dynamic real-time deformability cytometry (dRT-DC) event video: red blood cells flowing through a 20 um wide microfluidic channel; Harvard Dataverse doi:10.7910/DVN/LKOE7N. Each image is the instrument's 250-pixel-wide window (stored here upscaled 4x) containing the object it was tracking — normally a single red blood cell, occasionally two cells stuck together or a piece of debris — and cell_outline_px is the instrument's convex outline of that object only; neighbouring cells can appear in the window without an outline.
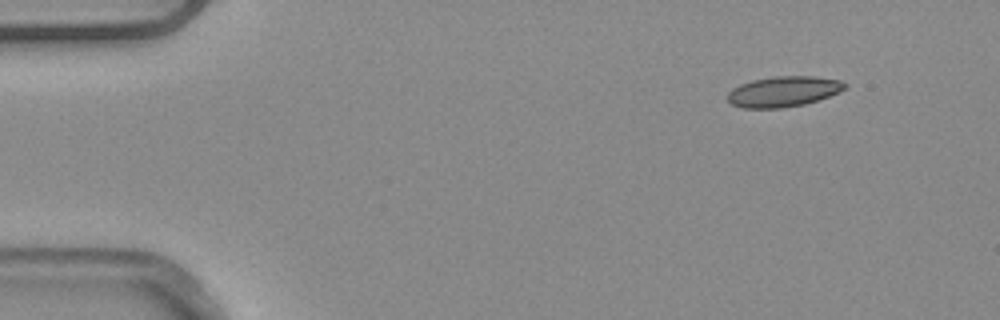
{"species": "common noctule bat (a hibernating species)", "species_latin": "Nyctalus noctula", "temperature_condition": "warm", "stored_images_in_passage": 5, "camera_frame_rate_fps": 3000, "um_per_image_px": 0.085, "animal": {"sex": "male", "body_mass_g": 20.4}, "frame": {"image": 1, "passage_image": 1, "time_ms": 0.0, "image_size_px": [1000, 320], "cell_outline_px": [[848, 84], [844, 88], [828, 96], [804, 104], [780, 108], [744, 108], [732, 104], [728, 100], [728, 92], [732, 88], [740, 84], [752, 80], [776, 76], [816, 76], [840, 80]], "centroid_in_image_um": [66.56, 7.77], "position_along_channel_um": 18.4, "area_um2": 20.63}}
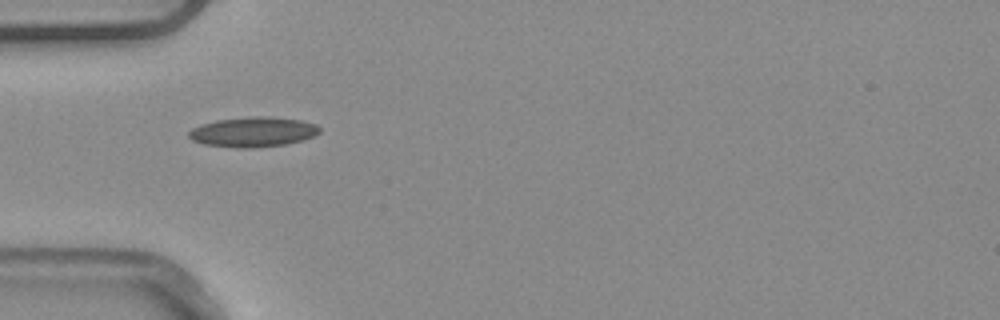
{"frame": {"image": 2, "passage_image": 4, "time_ms": 1.0, "image_size_px": [1000, 320], "cell_outline_px": [[320, 132], [316, 136], [284, 144], [252, 148], [236, 148], [204, 144], [192, 140], [188, 136], [188, 132], [192, 128], [200, 124], [216, 120], [248, 116], [268, 116], [300, 120], [316, 124], [320, 128]], "centroid_in_image_um": [21.49, 11.2], "position_along_channel_um": 63.5, "area_um2": 22.95}}